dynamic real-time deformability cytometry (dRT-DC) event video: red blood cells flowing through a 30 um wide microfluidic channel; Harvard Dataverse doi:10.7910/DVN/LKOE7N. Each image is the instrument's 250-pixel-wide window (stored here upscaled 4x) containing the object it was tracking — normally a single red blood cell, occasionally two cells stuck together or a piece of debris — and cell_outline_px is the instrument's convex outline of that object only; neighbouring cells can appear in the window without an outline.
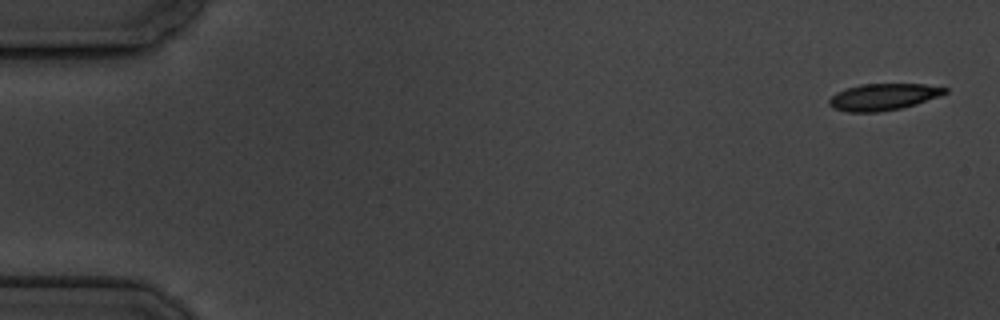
{"species": "common noctule bat (a hibernating species)", "species_latin": "Nyctalus noctula", "temperature_condition": "cold", "stored_images_in_passage": 7, "camera_frame_rate_fps": 3000, "um_per_image_px": 0.085, "animal": {"sex": "male", "body_mass_g": 19.5, "forearm_length_mm": 54.6}, "frame": {"image": 1, "passage_image": 1, "time_ms": 0.0, "image_size_px": [1000, 320], "cell_outline_px": [[948, 92], [940, 96], [916, 104], [900, 108], [880, 112], [848, 112], [832, 108], [828, 104], [828, 100], [836, 92], [860, 84], [924, 84], [948, 88]], "centroid_in_image_um": [75.07, 8.24], "position_along_channel_um": 9.9, "area_um2": 18.03}}
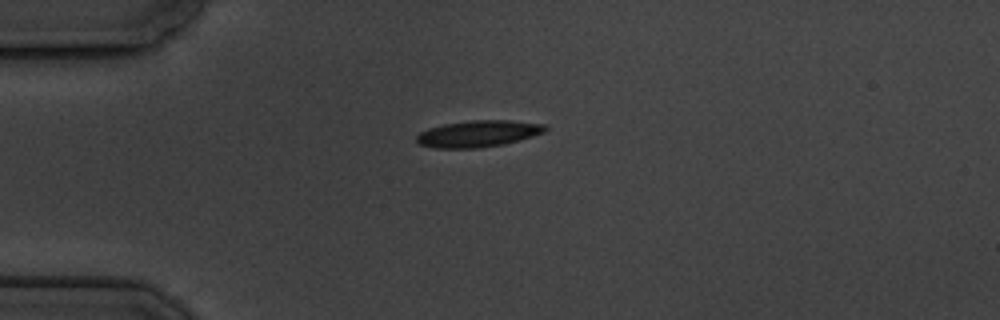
{"frame": {"image": 2, "passage_image": 4, "time_ms": 4.333, "image_size_px": [1000, 320], "cell_outline_px": [[548, 128], [544, 132], [532, 136], [504, 144], [476, 148], [436, 148], [420, 144], [416, 140], [416, 136], [420, 132], [428, 128], [444, 124], [472, 120], [512, 120], [544, 124]], "centroid_in_image_um": [40.65, 11.35], "position_along_channel_um": 44.4, "area_um2": 19.83}}